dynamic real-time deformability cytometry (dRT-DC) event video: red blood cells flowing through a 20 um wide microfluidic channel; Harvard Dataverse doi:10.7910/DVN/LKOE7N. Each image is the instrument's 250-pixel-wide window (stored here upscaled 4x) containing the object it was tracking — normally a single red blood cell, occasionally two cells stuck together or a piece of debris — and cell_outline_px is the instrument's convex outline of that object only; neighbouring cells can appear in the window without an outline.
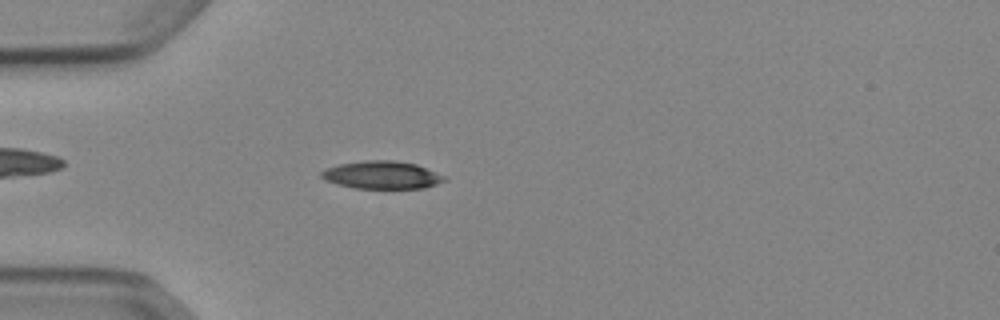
{"species": "Egyptian fruit bat (a non-hibernating species)", "species_latin": "Rousettus aegyptiacus", "temperature_condition": "cold", "stored_images_in_passage": 52, "camera_frame_rate_fps": 3000, "um_per_image_px": 0.085, "animal": {"sex": "female"}, "frame": {"image": 1, "passage_image": 15, "time_ms": 4.667, "image_size_px": [1000, 320], "cell_outline_px": [[448, 176], [444, 180], [436, 184], [424, 188], [352, 188], [336, 184], [324, 180], [320, 176], [320, 172], [328, 168], [340, 164], [368, 160], [392, 160], [416, 164]], "centroid_in_image_um": [32.46, 14.88], "position_along_channel_um": 52.5, "area_um2": 19.88}}
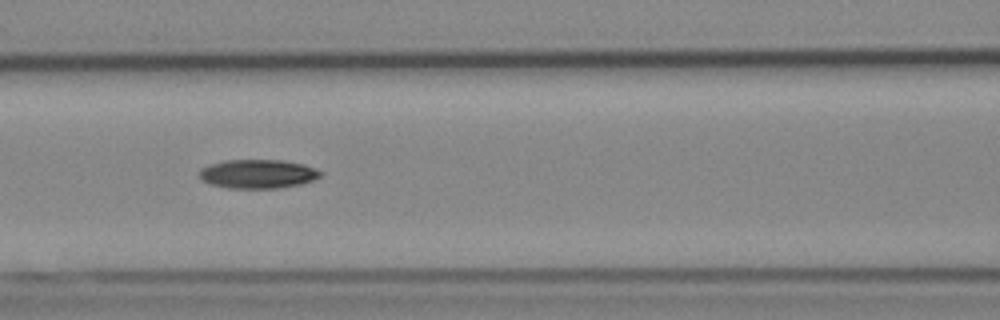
{"frame": {"image": 2, "passage_image": 23, "time_ms": 7.333, "image_size_px": [1000, 320], "cell_outline_px": [[324, 172], [320, 176], [312, 180], [300, 184], [280, 188], [228, 188], [212, 184], [200, 180], [200, 168], [208, 164], [224, 160], [284, 160], [304, 164], [316, 168]], "centroid_in_image_um": [21.92, 14.77], "position_along_channel_um": 144.7, "area_um2": 20.58}}
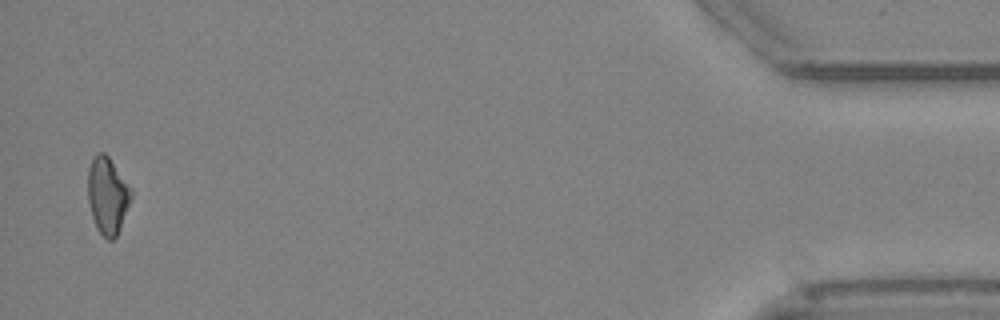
{"frame": {"image": 3, "passage_image": 51, "time_ms": 16.667, "image_size_px": [1000, 320], "cell_outline_px": [[132, 196], [120, 228], [116, 236], [112, 240], [108, 240], [96, 228], [92, 216], [88, 200], [88, 168], [92, 160], [100, 152], [104, 152], [108, 156], [132, 188]], "centroid_in_image_um": [9.14, 16.62], "position_along_channel_um": 426.1, "area_um2": 19.19}, "authors_computed_cell_mechanics": {"area_um2": 19.4208, "velocity_mm_per_s": 3.8977, "shape_relaxation_time_tau1_ms": 8.38, "shape_relaxation_time_tau2_ms": null, "deformation_change_tau1": 0.1638, "deformation_change_tau2": null}}